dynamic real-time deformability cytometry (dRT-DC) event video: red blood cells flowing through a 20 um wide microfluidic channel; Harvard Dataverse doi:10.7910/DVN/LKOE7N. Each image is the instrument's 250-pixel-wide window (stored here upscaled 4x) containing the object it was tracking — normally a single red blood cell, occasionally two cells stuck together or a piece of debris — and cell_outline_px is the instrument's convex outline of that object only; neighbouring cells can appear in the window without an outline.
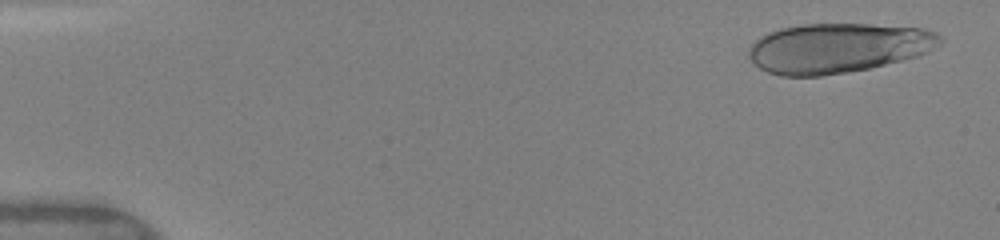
{"species": "human", "species_latin": "Homo sapiens", "temperature_condition": "warm", "stored_images_in_passage": 17, "camera_frame_rate_fps": 3000, "um_per_image_px": 0.085, "donor": {"sex": "female"}, "frame": {"image": 1, "passage_image": 2, "time_ms": 0.333, "image_size_px": [1000, 240], "cell_outline_px": [[944, 40], [940, 44], [920, 56], [868, 68], [820, 76], [780, 76], [768, 72], [760, 68], [748, 56], [748, 48], [760, 36], [768, 32], [780, 28], [804, 24], [872, 24], [924, 28], [936, 32], [944, 36]], "centroid_in_image_um": [71.25, 4.07], "position_along_channel_um": 13.8, "area_um2": 55.66}}
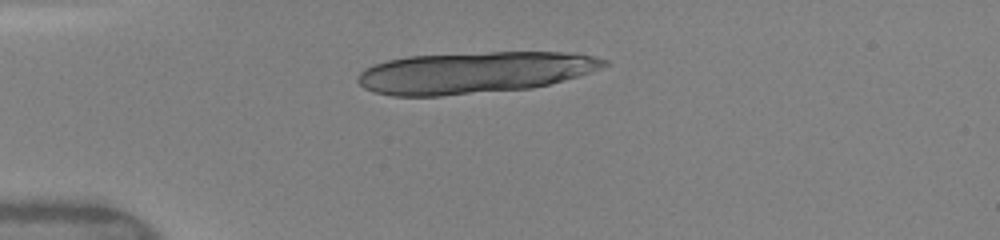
{"frame": {"image": 2, "passage_image": 12, "time_ms": 3.667, "image_size_px": [1000, 240], "cell_outline_px": [[608, 64], [600, 68], [580, 76], [532, 88], [440, 96], [392, 96], [372, 92], [364, 88], [356, 80], [356, 76], [364, 68], [372, 64], [388, 60], [408, 56], [488, 52], [576, 52], [596, 56], [608, 60]], "centroid_in_image_um": [40.3, 6.16], "position_along_channel_um": 44.7, "area_um2": 60.11}}